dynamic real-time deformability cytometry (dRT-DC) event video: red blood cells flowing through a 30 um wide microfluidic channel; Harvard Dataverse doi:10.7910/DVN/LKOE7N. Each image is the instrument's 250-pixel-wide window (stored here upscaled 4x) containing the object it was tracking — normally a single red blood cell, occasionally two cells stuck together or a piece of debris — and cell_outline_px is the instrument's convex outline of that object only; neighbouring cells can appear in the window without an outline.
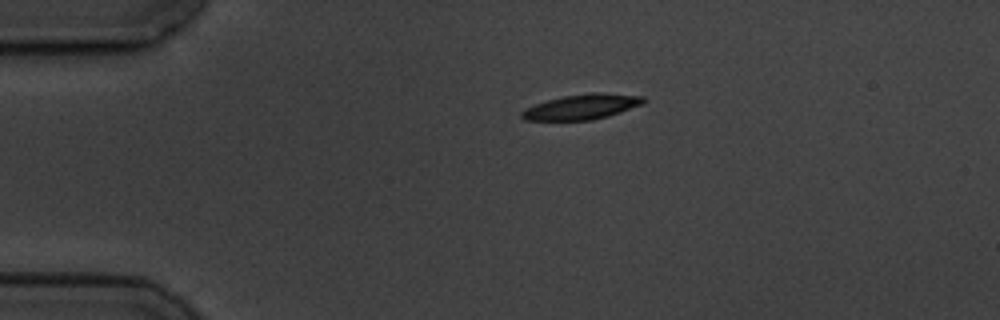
{"species": "common noctule bat (a hibernating species)", "species_latin": "Nyctalus noctula", "temperature_condition": "cold", "stored_images_in_passage": 9, "camera_frame_rate_fps": 3000, "um_per_image_px": 0.085, "animal": {"sex": "male", "body_mass_g": 19.5, "forearm_length_mm": 54.6}, "frame": {"image": 1, "passage_image": 1, "time_ms": 0.0, "image_size_px": [1000, 320], "cell_outline_px": [[644, 104], [608, 116], [592, 120], [524, 120], [520, 116], [520, 112], [536, 104], [548, 100], [564, 96], [592, 92], [600, 92], [644, 96]], "centroid_in_image_um": [49.48, 9.08], "position_along_channel_um": 35.5, "area_um2": 17.74}}
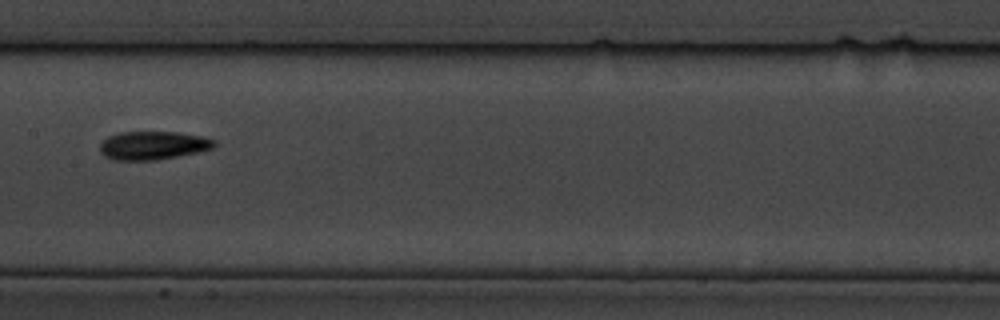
{"frame": {"image": 2, "passage_image": 6, "time_ms": 5.667, "image_size_px": [1000, 320], "cell_outline_px": [[216, 144], [212, 148], [200, 152], [156, 160], [112, 160], [104, 156], [100, 152], [100, 144], [108, 136], [120, 132], [180, 132], [204, 136], [216, 140]], "centroid_in_image_um": [13.03, 12.36], "position_along_channel_um": 194.4, "area_um2": 19.13}}
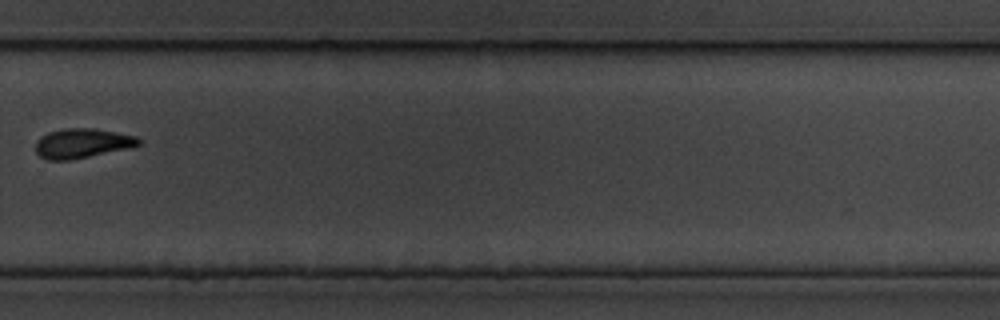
{"frame": {"image": 3, "passage_image": 9, "time_ms": 9.333, "image_size_px": [1000, 320], "cell_outline_px": [[144, 140], [140, 144], [128, 148], [68, 160], [48, 160], [40, 156], [36, 152], [36, 140], [40, 136], [48, 132], [64, 128], [92, 128], [116, 132], [136, 136]], "centroid_in_image_um": [6.97, 12.16], "position_along_channel_um": 322.8, "area_um2": 17.69}}